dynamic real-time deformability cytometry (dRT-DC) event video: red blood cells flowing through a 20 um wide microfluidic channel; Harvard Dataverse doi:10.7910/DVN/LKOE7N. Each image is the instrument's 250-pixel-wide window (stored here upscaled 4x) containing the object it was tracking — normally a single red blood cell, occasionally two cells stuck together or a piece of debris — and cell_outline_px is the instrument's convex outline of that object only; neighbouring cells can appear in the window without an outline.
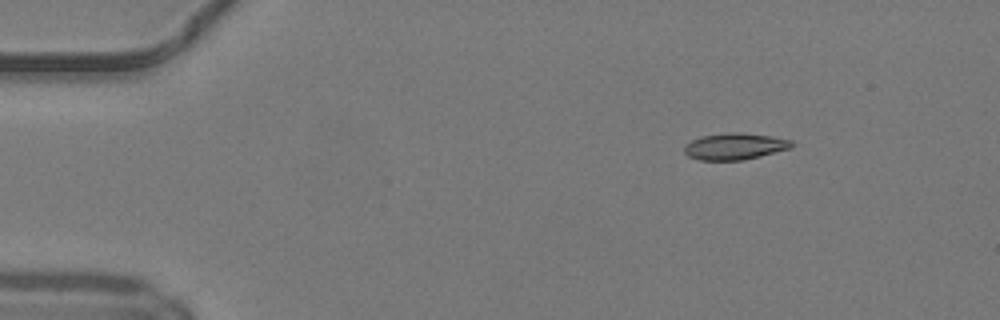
{"species": "common noctule bat (a hibernating species)", "species_latin": "Nyctalus noctula", "temperature_condition": "warm", "stored_images_in_passage": 43, "camera_frame_rate_fps": 3000, "um_per_image_px": 0.085, "animal": {"sex": "male", "body_mass_g": 19.2, "forearm_length_mm": 51.8}, "frame": {"image": 1, "passage_image": 1, "time_ms": 0.0, "image_size_px": [1000, 320], "cell_outline_px": [[792, 148], [744, 160], [700, 160], [688, 156], [684, 152], [684, 144], [700, 136], [728, 132], [740, 132], [772, 136], [792, 140]], "centroid_in_image_um": [62.44, 12.43], "position_along_channel_um": 22.6, "area_um2": 16.76}}
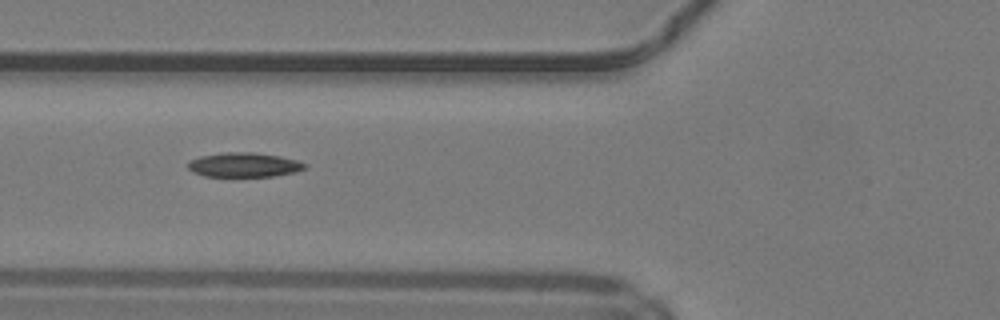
{"frame": {"image": 2, "passage_image": 13, "time_ms": 4.0, "image_size_px": [1000, 320], "cell_outline_px": [[308, 168], [296, 172], [272, 176], [204, 176], [192, 172], [188, 168], [188, 160], [200, 156], [224, 152], [252, 152], [280, 156], [296, 160], [308, 164]], "centroid_in_image_um": [20.75, 14.01], "position_along_channel_um": 105.1, "area_um2": 16.76}}
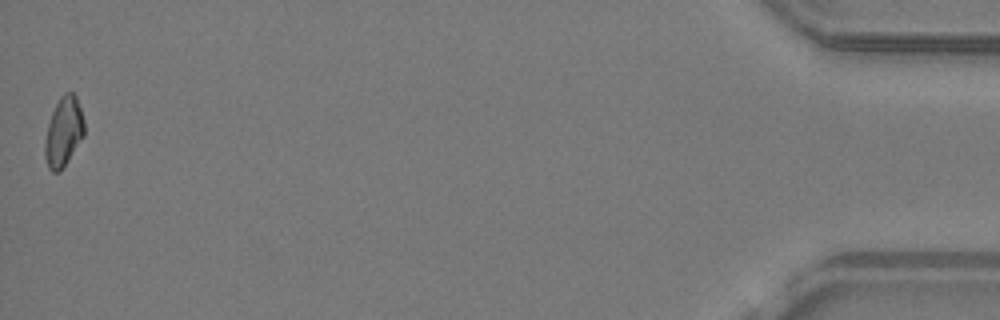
{"frame": {"image": 3, "passage_image": 43, "time_ms": 14.0, "image_size_px": [1000, 320], "cell_outline_px": [[84, 136], [60, 172], [52, 172], [48, 168], [44, 156], [44, 140], [48, 124], [52, 112], [60, 96], [64, 92], [72, 92], [76, 96], [84, 120]], "centroid_in_image_um": [5.39, 11.21], "position_along_channel_um": 429.8, "area_um2": 16.01}, "authors_computed_cell_mechanics": {"area_um2": 16.5886, "velocity_mm_per_s": 4.2102, "shape_relaxation_time_tau1_ms": 10.7235, "shape_relaxation_time_tau2_ms": null, "deformation_change_tau1": 0.2181, "deformation_change_tau2": null}}